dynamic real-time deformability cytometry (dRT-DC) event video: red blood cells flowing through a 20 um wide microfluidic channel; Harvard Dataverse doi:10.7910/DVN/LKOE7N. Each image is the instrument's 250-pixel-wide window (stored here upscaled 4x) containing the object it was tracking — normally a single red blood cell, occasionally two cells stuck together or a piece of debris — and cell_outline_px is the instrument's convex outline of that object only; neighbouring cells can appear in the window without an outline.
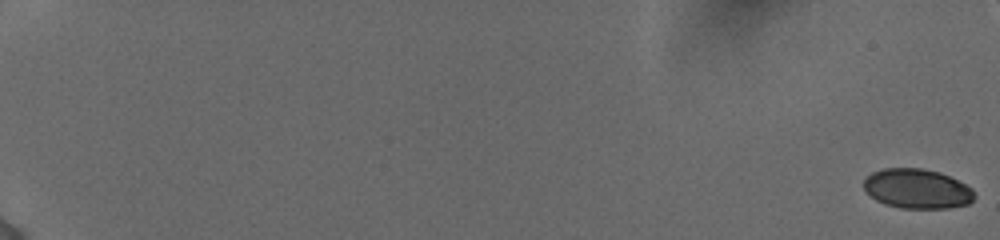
{"species": "human", "species_latin": "Homo sapiens", "temperature_condition": "cold", "stored_images_in_passage": 58, "camera_frame_rate_fps": 3000, "um_per_image_px": 0.085, "donor": {"sex": "female"}, "frame": {"image": 1, "passage_image": 1, "time_ms": 0.0, "image_size_px": [1000, 240], "cell_outline_px": [[976, 196], [968, 204], [948, 208], [900, 208], [884, 204], [876, 200], [864, 188], [864, 180], [872, 172], [884, 168], [920, 168], [940, 172], [972, 188]], "centroid_in_image_um": [77.96, 16.05], "position_along_channel_um": 7.0, "area_um2": 25.43}}
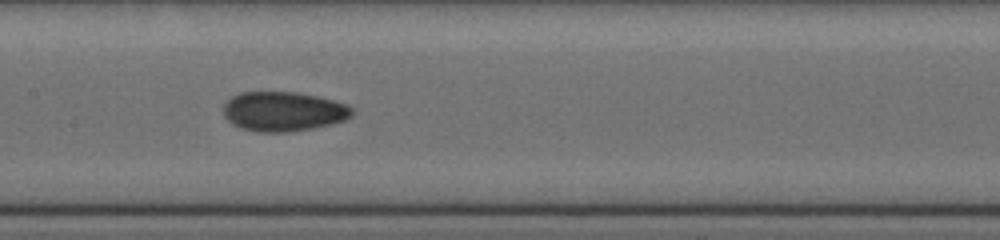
{"frame": {"image": 2, "passage_image": 33, "time_ms": 10.667, "image_size_px": [1000, 240], "cell_outline_px": [[352, 116], [344, 120], [332, 124], [292, 132], [256, 132], [240, 128], [232, 124], [224, 116], [224, 104], [232, 96], [240, 92], [296, 92], [316, 96], [348, 104], [352, 108]], "centroid_in_image_um": [24.08, 9.48], "position_along_channel_um": 183.3, "area_um2": 29.77}}
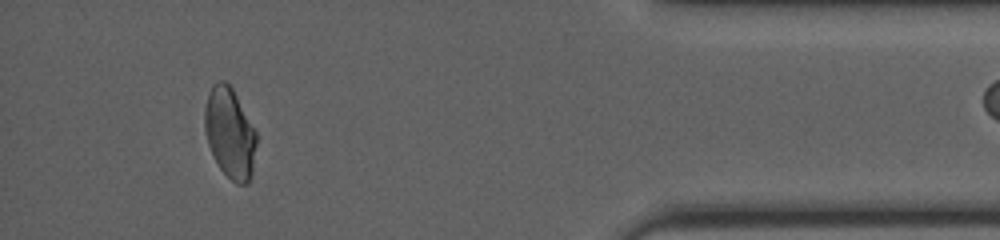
{"frame": {"image": 3, "passage_image": 54, "time_ms": 17.667, "image_size_px": [1000, 240], "cell_outline_px": [[256, 144], [252, 172], [248, 180], [244, 184], [236, 184], [220, 168], [208, 144], [204, 128], [204, 112], [208, 92], [212, 84], [216, 80], [224, 80], [232, 88], [256, 132]], "centroid_in_image_um": [19.51, 11.27], "position_along_channel_um": 415.7, "area_um2": 26.93}, "authors_computed_cell_mechanics": {"area_um2": 27.8596, "velocity_mm_per_s": 3.8877, "shape_relaxation_time_tau1_ms": null, "shape_relaxation_time_tau2_ms": 1.7996, "deformation_change_tau1": null, "deformation_change_tau2": 0.0506}}